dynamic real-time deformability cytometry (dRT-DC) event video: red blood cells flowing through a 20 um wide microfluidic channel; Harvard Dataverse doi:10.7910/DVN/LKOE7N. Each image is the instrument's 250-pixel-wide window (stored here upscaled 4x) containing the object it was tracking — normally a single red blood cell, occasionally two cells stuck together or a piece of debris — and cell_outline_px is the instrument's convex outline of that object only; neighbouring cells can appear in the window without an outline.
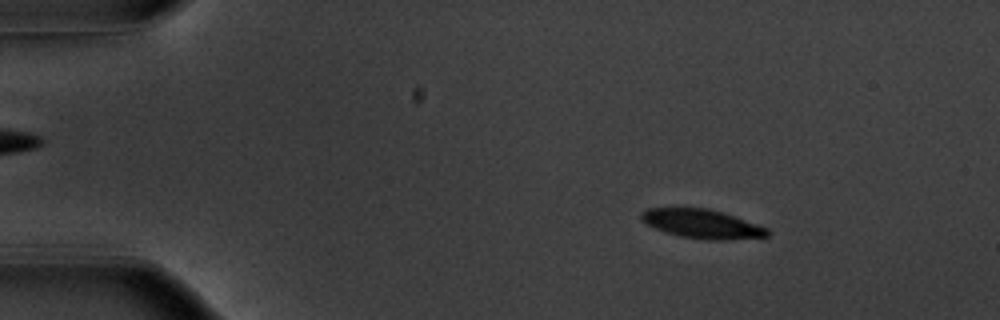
{"species": "common noctule bat (a hibernating species)", "species_latin": "Nyctalus noctula", "temperature_condition": "warm", "stored_images_in_passage": 53, "camera_frame_rate_fps": 3000, "um_per_image_px": 0.085, "animal": {"sex": "male", "body_mass_g": 20.1, "forearm_length_mm": 53.5}, "frame": {"image": 1, "passage_image": 8, "time_ms": 2.333, "image_size_px": [1000, 320], "cell_outline_px": [[768, 236], [724, 240], [708, 240], [680, 236], [664, 232], [640, 220], [640, 216], [648, 208], [676, 204], [708, 208], [768, 228]], "centroid_in_image_um": [59.56, 18.98], "position_along_channel_um": 25.4, "area_um2": 21.73}}
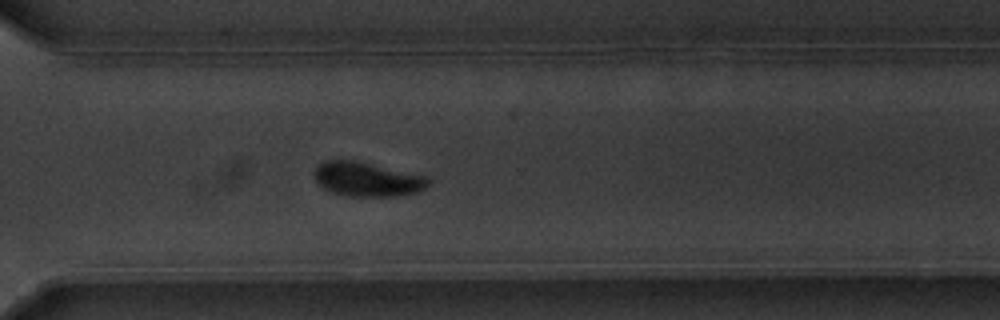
{"frame": {"image": 2, "passage_image": 39, "time_ms": 12.667, "image_size_px": [1000, 320], "cell_outline_px": [[428, 184], [424, 188], [416, 192], [396, 196], [348, 196], [332, 192], [324, 188], [312, 176], [316, 168], [320, 164], [328, 160], [352, 160], [428, 176]], "centroid_in_image_um": [31.19, 15.24], "position_along_channel_um": 339.4, "area_um2": 22.43}}
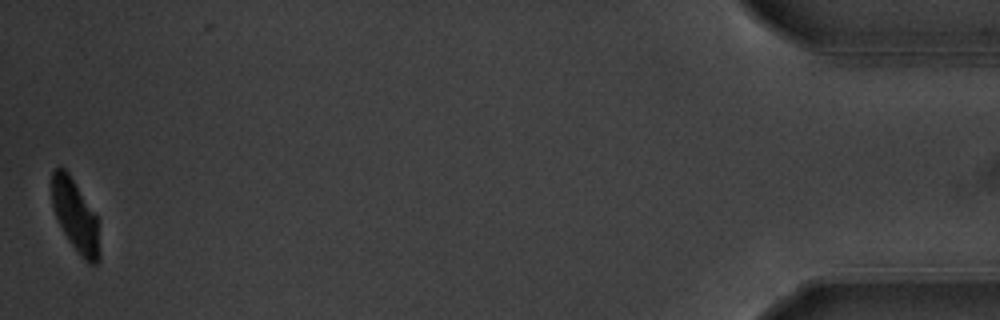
{"frame": {"image": 3, "passage_image": 53, "time_ms": 17.333, "image_size_px": [1000, 320], "cell_outline_px": [[100, 260], [96, 264], [88, 264], [80, 256], [64, 232], [56, 216], [52, 204], [52, 172], [56, 168], [64, 168], [68, 172], [96, 216], [100, 252]], "centroid_in_image_um": [6.41, 18.38], "position_along_channel_um": 428.8, "area_um2": 19.54}, "authors_computed_cell_mechanics": {"area_um2": 22.4264, "velocity_mm_per_s": 3.7916, "shape_relaxation_time_tau1_ms": 3.0913, "shape_relaxation_time_tau2_ms": null, "deformation_change_tau1": 0.1363, "deformation_change_tau2": null}}